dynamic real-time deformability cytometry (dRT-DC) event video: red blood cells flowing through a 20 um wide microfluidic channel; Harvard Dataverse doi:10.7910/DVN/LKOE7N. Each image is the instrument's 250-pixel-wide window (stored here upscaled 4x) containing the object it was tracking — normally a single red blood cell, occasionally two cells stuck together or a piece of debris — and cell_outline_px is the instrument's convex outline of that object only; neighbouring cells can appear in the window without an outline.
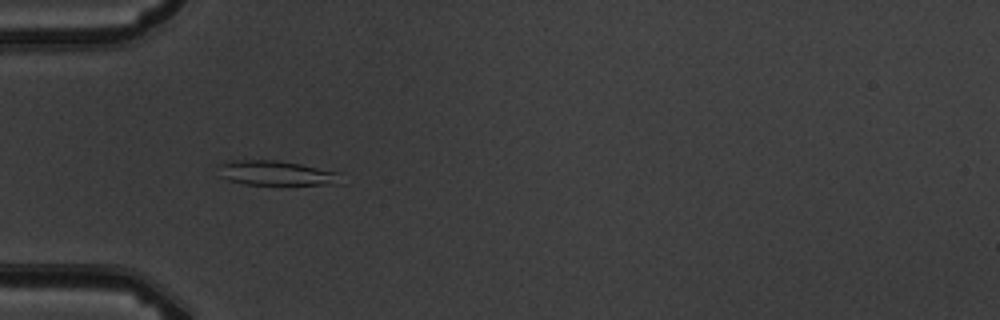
{"species": "common noctule bat (a hibernating species)", "species_latin": "Nyctalus noctula", "temperature_condition": "warm", "stored_images_in_passage": 6, "camera_frame_rate_fps": 3000, "um_per_image_px": 0.085, "animal": {"sex": "male", "body_mass_g": 19.5, "forearm_length_mm": 54.6}, "frame": {"image": 1, "passage_image": 5, "time_ms": 4.667, "image_size_px": [1000, 320], "cell_outline_px": [[344, 184], [248, 184], [228, 180], [220, 176], [220, 164], [228, 160], [276, 160], [300, 164], [340, 172]], "centroid_in_image_um": [23.54, 14.71], "position_along_channel_um": 61.5, "area_um2": 17.57}}
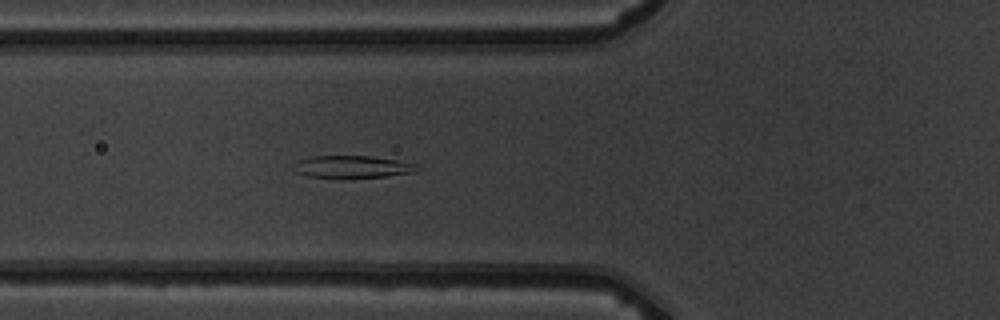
{"frame": {"image": 2, "passage_image": 6, "time_ms": 5.667, "image_size_px": [1000, 320], "cell_outline_px": [[416, 172], [384, 176], [348, 180], [332, 180], [308, 176], [296, 172], [300, 160], [312, 156], [372, 156], [396, 160], [412, 164]], "centroid_in_image_um": [29.9, 14.22], "position_along_channel_um": 95.9, "area_um2": 16.18}}